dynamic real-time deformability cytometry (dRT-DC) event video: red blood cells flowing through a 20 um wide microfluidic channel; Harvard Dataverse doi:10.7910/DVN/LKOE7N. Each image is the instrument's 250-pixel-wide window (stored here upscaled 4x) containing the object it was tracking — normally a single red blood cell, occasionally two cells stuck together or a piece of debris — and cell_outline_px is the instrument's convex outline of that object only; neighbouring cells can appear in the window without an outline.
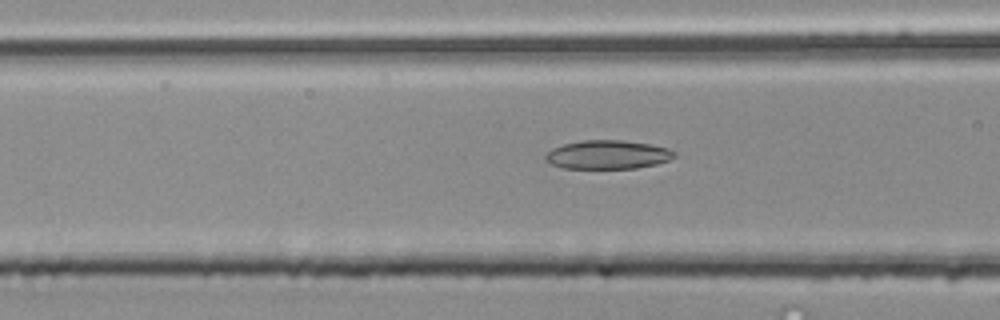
{"species": "common noctule bat (a hibernating species)", "species_latin": "Nyctalus noctula", "temperature_condition": "room temperature", "stored_images_in_passage": 41, "camera_frame_rate_fps": 3000, "um_per_image_px": 0.085, "animal": {"sex": "male", "body_mass_g": 20.4}, "frame": {"image": 1, "passage_image": 9, "time_ms": 2.667, "image_size_px": [1000, 320], "cell_outline_px": [[676, 156], [668, 160], [656, 164], [636, 168], [564, 168], [548, 164], [544, 160], [544, 156], [552, 148], [564, 144], [584, 140], [620, 140], [652, 144], [668, 148], [676, 152]], "centroid_in_image_um": [51.64, 13.14], "position_along_channel_um": 115.0, "area_um2": 21.68}}
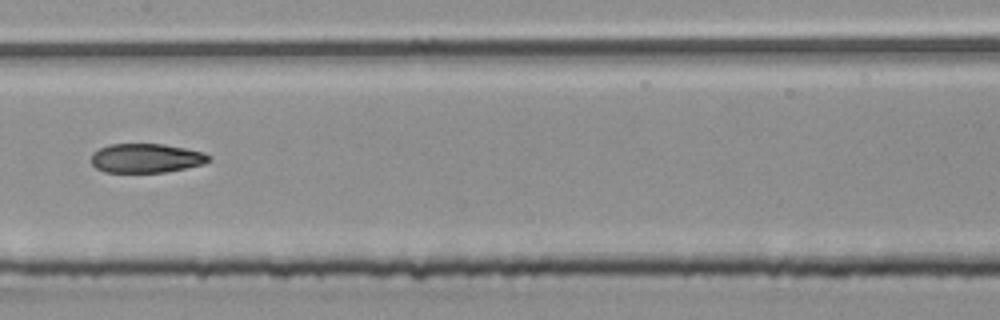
{"frame": {"image": 2, "passage_image": 15, "time_ms": 4.667, "image_size_px": [1000, 320], "cell_outline_px": [[212, 156], [204, 164], [164, 172], [104, 172], [96, 168], [92, 164], [92, 152], [108, 144], [164, 144], [204, 152]], "centroid_in_image_um": [12.41, 13.44], "position_along_channel_um": 195.0, "area_um2": 19.94}}
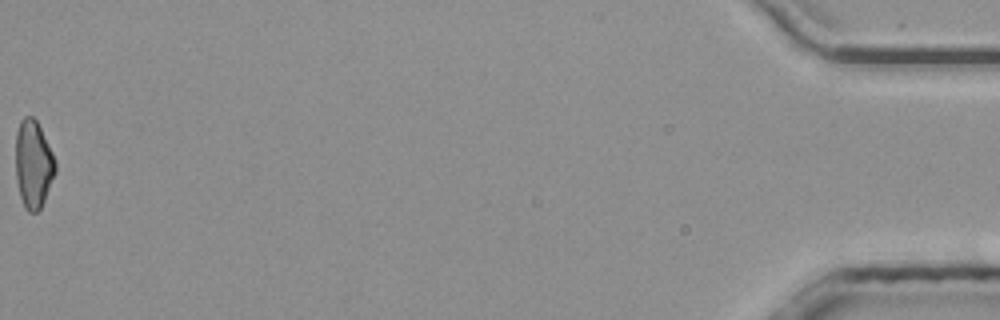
{"frame": {"image": 3, "passage_image": 41, "time_ms": 13.333, "image_size_px": [1000, 320], "cell_outline_px": [[56, 172], [44, 200], [40, 208], [36, 212], [28, 212], [24, 208], [20, 196], [16, 180], [16, 132], [20, 120], [24, 116], [32, 116], [36, 120], [56, 160]], "centroid_in_image_um": [2.82, 13.96], "position_along_channel_um": 432.4, "area_um2": 20.29}, "authors_computed_cell_mechanics": {"area_um2": 20.9236, "velocity_mm_per_s": 3.9724, "shape_relaxation_time_tau1_ms": 11.0903, "shape_relaxation_time_tau2_ms": 3.0284, "deformation_change_tau1": 0.2525, "deformation_change_tau2": 0.1002}}